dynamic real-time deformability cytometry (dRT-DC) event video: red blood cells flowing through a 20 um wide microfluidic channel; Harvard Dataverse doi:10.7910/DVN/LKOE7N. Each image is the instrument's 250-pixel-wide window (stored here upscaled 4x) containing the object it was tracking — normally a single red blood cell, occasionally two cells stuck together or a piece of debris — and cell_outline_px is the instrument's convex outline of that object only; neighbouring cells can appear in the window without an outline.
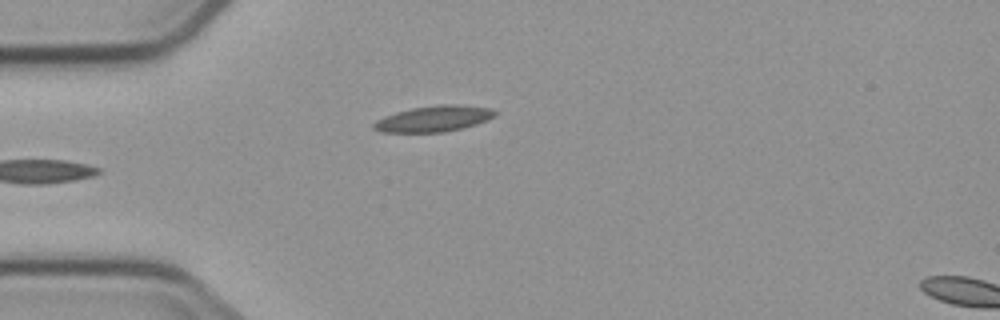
{"species": "common noctule bat (a hibernating species)", "species_latin": "Nyctalus noctula", "temperature_condition": "cold", "stored_images_in_passage": 5, "camera_frame_rate_fps": 3000, "um_per_image_px": 0.085, "animal": {"sex": "male", "body_mass_g": 23.1, "forearm_length_mm": 52.7}, "frame": {"image": 1, "passage_image": 5, "time_ms": 4.667, "image_size_px": [1000, 320], "cell_outline_px": [[496, 116], [488, 120], [476, 124], [444, 132], [380, 132], [372, 128], [372, 124], [376, 120], [384, 116], [396, 112], [412, 108], [440, 104], [456, 104], [492, 108], [496, 112]], "centroid_in_image_um": [36.87, 10.08], "position_along_channel_um": 48.1, "area_um2": 18.38}}